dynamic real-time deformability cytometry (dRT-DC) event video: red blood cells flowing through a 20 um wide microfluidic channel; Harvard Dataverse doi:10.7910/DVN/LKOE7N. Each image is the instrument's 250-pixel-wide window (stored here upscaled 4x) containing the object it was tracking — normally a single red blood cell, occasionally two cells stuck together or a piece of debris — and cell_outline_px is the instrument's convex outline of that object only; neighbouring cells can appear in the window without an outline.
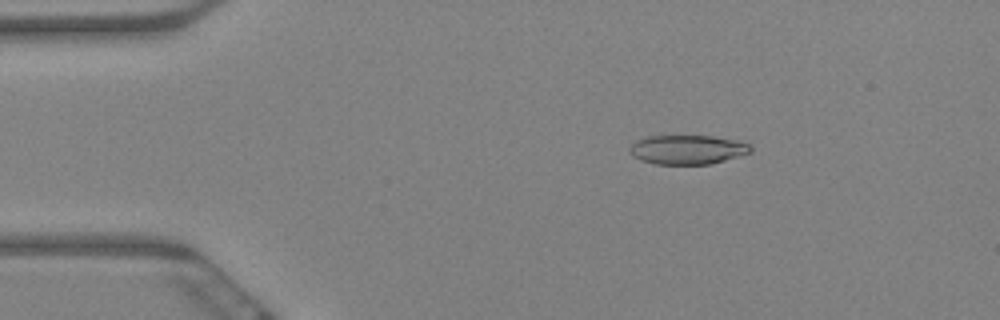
{"species": "Egyptian fruit bat (a non-hibernating species)", "species_latin": "Rousettus aegyptiacus", "temperature_condition": "warm", "stored_images_in_passage": 60, "camera_frame_rate_fps": 3000, "um_per_image_px": 0.085, "animal": {"sex": "female"}, "frame": {"image": 1, "passage_image": 10, "time_ms": 3.0, "image_size_px": [1000, 320], "cell_outline_px": [[752, 152], [724, 160], [708, 164], [656, 164], [640, 160], [632, 156], [628, 152], [628, 148], [636, 140], [648, 136], [712, 136], [736, 140], [748, 144], [752, 148]], "centroid_in_image_um": [58.39, 12.71], "position_along_channel_um": 26.6, "area_um2": 20.58}}
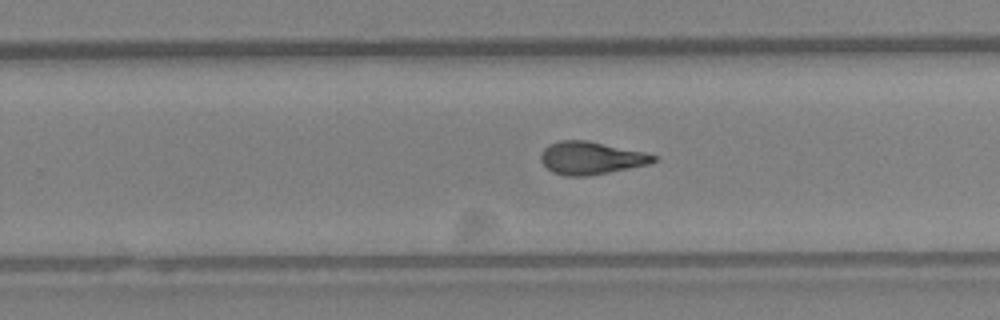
{"frame": {"image": 2, "passage_image": 38, "time_ms": 12.333, "image_size_px": [1000, 320], "cell_outline_px": [[660, 160], [648, 164], [588, 176], [564, 176], [552, 172], [540, 160], [540, 156], [544, 148], [548, 144], [560, 140], [588, 140], [644, 152], [660, 156]], "centroid_in_image_um": [50.25, 13.42], "position_along_channel_um": 279.6, "area_um2": 21.62}}
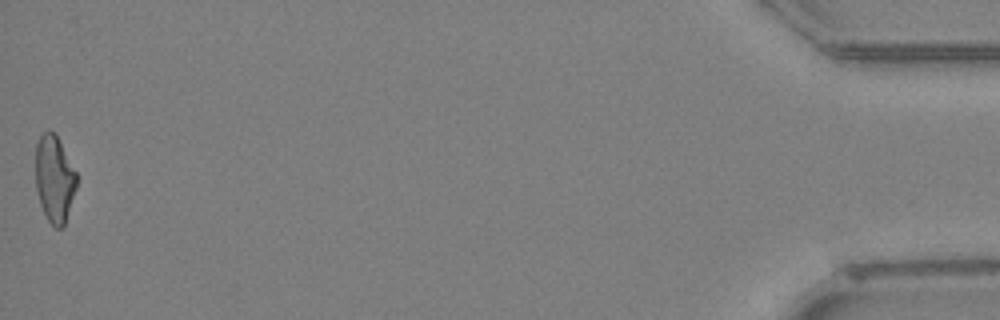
{"frame": {"image": 3, "passage_image": 60, "time_ms": 19.667, "image_size_px": [1000, 320], "cell_outline_px": [[76, 188], [64, 224], [60, 228], [56, 228], [48, 220], [40, 204], [36, 188], [36, 144], [40, 136], [48, 128], [56, 132], [76, 172]], "centroid_in_image_um": [4.62, 15.13], "position_along_channel_um": 430.6, "area_um2": 20.69}, "authors_computed_cell_mechanics": {"area_um2": 21.5016, "velocity_mm_per_s": 3.4082, "shape_relaxation_time_tau1_ms": 9.438, "shape_relaxation_time_tau2_ms": 2.4342, "deformation_change_tau1": 0.2671, "deformation_change_tau2": 0.1188}}